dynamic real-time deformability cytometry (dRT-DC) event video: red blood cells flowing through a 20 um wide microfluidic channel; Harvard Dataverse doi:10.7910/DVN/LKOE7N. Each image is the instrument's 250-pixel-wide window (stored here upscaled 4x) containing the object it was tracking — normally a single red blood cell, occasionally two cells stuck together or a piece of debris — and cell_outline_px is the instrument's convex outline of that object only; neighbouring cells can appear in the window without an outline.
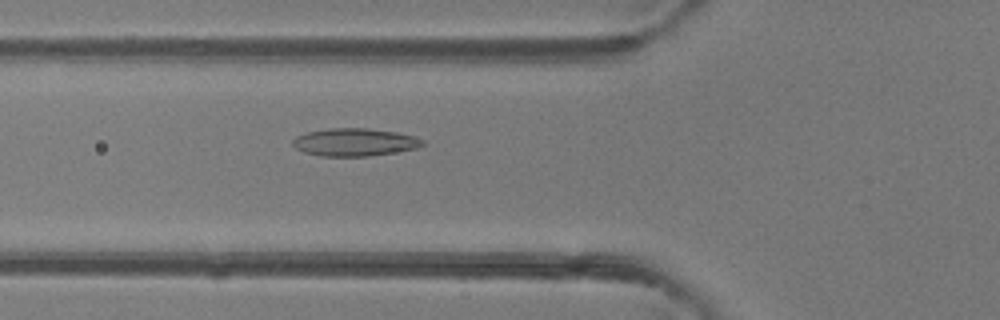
{"species": "common noctule bat (a hibernating species)", "species_latin": "Nyctalus noctula", "temperature_condition": "room temperature", "stored_images_in_passage": 45, "camera_frame_rate_fps": 3000, "um_per_image_px": 0.085, "animal": {"sex": "female"}, "frame": {"image": 1, "passage_image": 15, "time_ms": 4.667, "image_size_px": [1000, 320], "cell_outline_px": [[424, 144], [416, 148], [368, 156], [320, 156], [304, 152], [296, 148], [292, 144], [292, 140], [296, 136], [308, 132], [328, 128], [368, 128], [396, 132], [412, 136], [424, 140]], "centroid_in_image_um": [30.1, 12.08], "position_along_channel_um": 95.7, "area_um2": 20.81}}
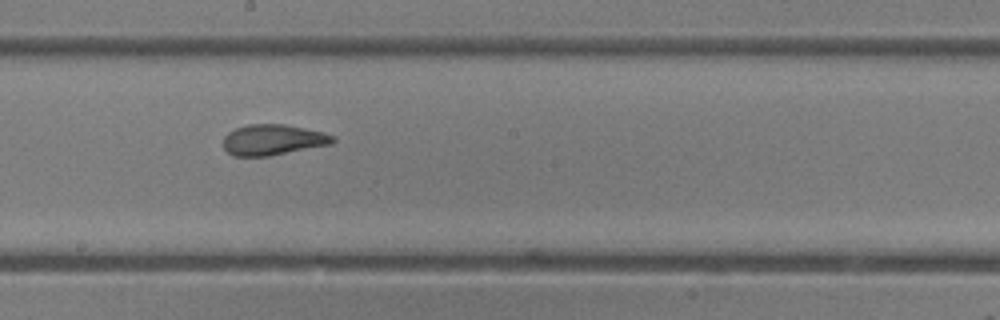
{"frame": {"image": 2, "passage_image": 24, "time_ms": 7.667, "image_size_px": [1000, 320], "cell_outline_px": [[336, 140], [332, 144], [268, 156], [236, 156], [228, 152], [224, 148], [224, 136], [228, 132], [236, 128], [248, 124], [284, 124], [324, 132], [336, 136]], "centroid_in_image_um": [23.23, 11.87], "position_along_channel_um": 225.0, "area_um2": 19.59}}
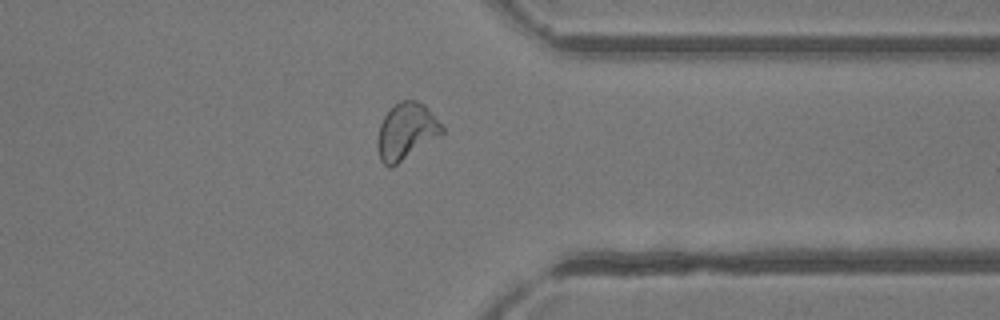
{"frame": {"image": 3, "passage_image": 35, "time_ms": 11.333, "image_size_px": [1000, 320], "cell_outline_px": [[444, 132], [392, 168], [388, 168], [380, 160], [376, 148], [376, 140], [380, 124], [384, 116], [400, 100], [416, 100], [424, 104], [428, 108], [444, 128]], "centroid_in_image_um": [34.49, 11.19], "position_along_channel_um": 376.9, "area_um2": 21.21}, "authors_computed_cell_mechanics": {"area_um2": 20.9236, "velocity_mm_per_s": 4.2955, "shape_relaxation_time_tau1_ms": 5.2946, "shape_relaxation_time_tau2_ms": 1.1598, "deformation_change_tau1": 0.1524, "deformation_change_tau2": 0.0778}}